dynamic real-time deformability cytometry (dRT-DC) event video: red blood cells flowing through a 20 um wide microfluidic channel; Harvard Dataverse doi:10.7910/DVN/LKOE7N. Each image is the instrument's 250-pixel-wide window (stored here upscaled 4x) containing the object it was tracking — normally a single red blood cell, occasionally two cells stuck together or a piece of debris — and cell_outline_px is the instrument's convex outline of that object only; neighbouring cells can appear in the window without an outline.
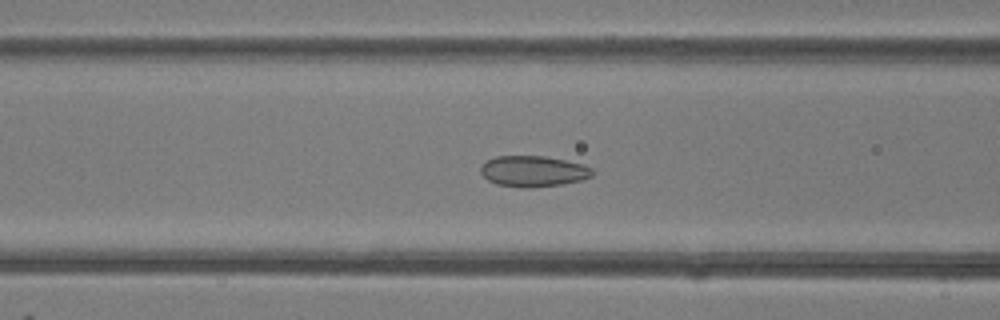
{"species": "common noctule bat (a hibernating species)", "species_latin": "Nyctalus noctula", "temperature_condition": "room temperature", "stored_images_in_passage": 45, "camera_frame_rate_fps": 3000, "um_per_image_px": 0.085, "animal": {"sex": "female"}, "frame": {"image": 1, "passage_image": 16, "time_ms": 5.0, "image_size_px": [1000, 320], "cell_outline_px": [[592, 176], [580, 180], [564, 184], [532, 188], [524, 188], [496, 184], [488, 180], [480, 172], [480, 168], [484, 160], [496, 156], [544, 156], [584, 164], [592, 168]], "centroid_in_image_um": [45.3, 14.56], "position_along_channel_um": 121.3, "area_um2": 20.29}}
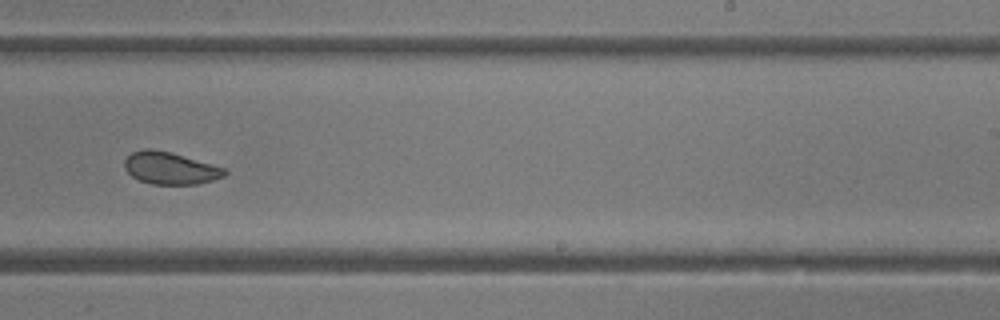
{"frame": {"image": 2, "passage_image": 27, "time_ms": 8.667, "image_size_px": [1000, 320], "cell_outline_px": [[228, 172], [224, 176], [212, 180], [196, 184], [152, 184], [140, 180], [132, 176], [124, 168], [124, 160], [132, 152], [148, 148], [152, 148], [168, 152], [212, 164], [224, 168]], "centroid_in_image_um": [14.44, 14.3], "position_along_channel_um": 274.6, "area_um2": 18.5}}
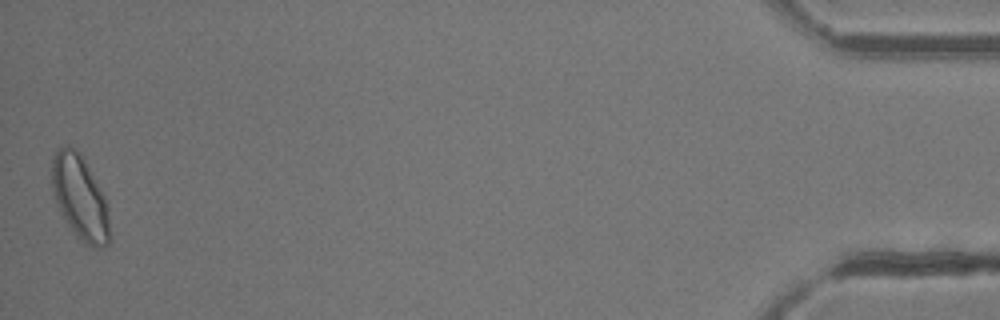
{"frame": {"image": 3, "passage_image": 45, "time_ms": 14.667, "image_size_px": [1000, 320], "cell_outline_px": [[108, 244], [100, 248], [92, 248], [84, 244], [60, 212], [56, 204], [52, 188], [52, 160], [56, 152], [60, 148], [68, 144], [80, 152], [84, 156], [104, 196], [108, 208]], "centroid_in_image_um": [6.79, 16.75], "position_along_channel_um": 428.4, "area_um2": 28.15}, "authors_computed_cell_mechanics": {"area_um2": 21.386, "velocity_mm_per_s": 4.1867, "shape_relaxation_time_tau1_ms": null, "shape_relaxation_time_tau2_ms": 2.1174, "deformation_change_tau1": null, "deformation_change_tau2": 0.0598}}